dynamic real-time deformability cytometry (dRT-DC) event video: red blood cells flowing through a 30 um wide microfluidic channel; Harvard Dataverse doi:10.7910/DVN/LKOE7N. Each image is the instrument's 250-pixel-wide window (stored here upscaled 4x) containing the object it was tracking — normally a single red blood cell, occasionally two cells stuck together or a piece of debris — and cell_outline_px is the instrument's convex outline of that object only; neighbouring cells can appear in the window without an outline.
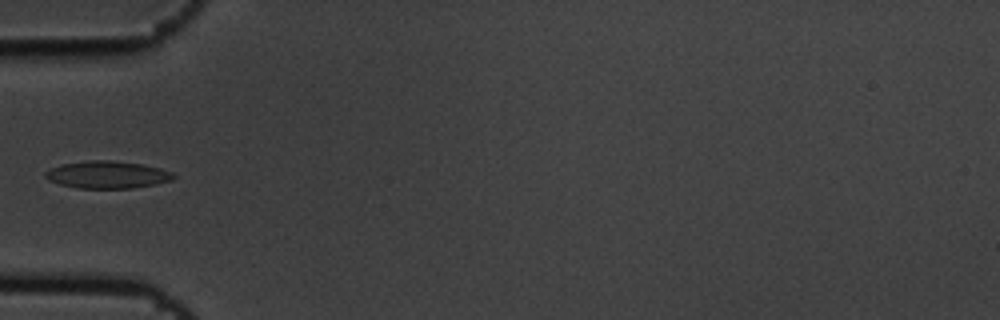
{"species": "common noctule bat (a hibernating species)", "species_latin": "Nyctalus noctula", "temperature_condition": "cold", "stored_images_in_passage": 5, "camera_frame_rate_fps": 3000, "um_per_image_px": 0.085, "animal": {"sex": "male", "body_mass_g": 19.5, "forearm_length_mm": 54.6}, "frame": {"image": 1, "passage_image": 5, "time_ms": 1.333, "image_size_px": [1000, 320], "cell_outline_px": [[176, 176], [172, 180], [156, 184], [132, 188], [76, 188], [60, 184], [48, 180], [44, 176], [44, 172], [52, 168], [64, 164], [92, 160], [112, 160], [140, 164], [160, 168], [172, 172]], "centroid_in_image_um": [9.13, 14.85], "position_along_channel_um": 75.9, "area_um2": 20.29}}